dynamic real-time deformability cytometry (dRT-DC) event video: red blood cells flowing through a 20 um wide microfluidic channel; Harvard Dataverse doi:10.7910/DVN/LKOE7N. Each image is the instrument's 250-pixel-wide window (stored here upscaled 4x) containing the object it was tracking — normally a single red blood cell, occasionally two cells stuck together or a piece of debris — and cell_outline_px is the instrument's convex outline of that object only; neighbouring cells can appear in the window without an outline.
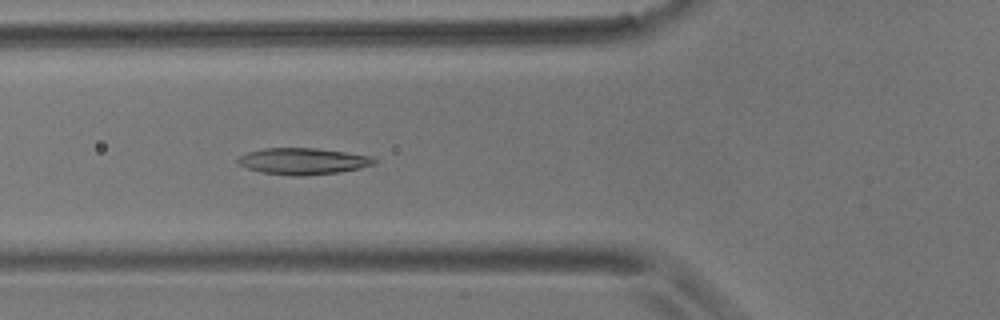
{"species": "common noctule bat (a hibernating species)", "species_latin": "Nyctalus noctula", "temperature_condition": "room temperature", "stored_images_in_passage": 3, "camera_frame_rate_fps": 3000, "um_per_image_px": 0.085, "animal": {"sex": "male", "body_mass_g": 17.9}, "frame": {"image": 1, "passage_image": 3, "time_ms": 3.333, "image_size_px": [1000, 320], "cell_outline_px": [[380, 160], [376, 164], [360, 168], [340, 172], [300, 176], [296, 176], [260, 172], [248, 168], [240, 164], [236, 160], [240, 156], [248, 152], [264, 148], [316, 148], [372, 156]], "centroid_in_image_um": [25.81, 13.7], "position_along_channel_um": 100.0, "area_um2": 21.04}}